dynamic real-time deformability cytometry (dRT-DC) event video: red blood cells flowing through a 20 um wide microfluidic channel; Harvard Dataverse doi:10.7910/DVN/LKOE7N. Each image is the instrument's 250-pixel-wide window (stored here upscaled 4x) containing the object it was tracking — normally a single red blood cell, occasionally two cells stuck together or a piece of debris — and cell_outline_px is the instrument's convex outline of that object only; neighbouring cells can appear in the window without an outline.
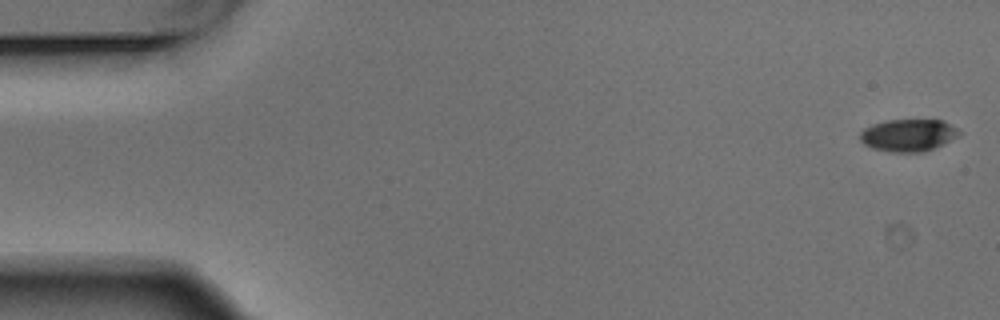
{"species": "Egyptian fruit bat (a non-hibernating species)", "species_latin": "Rousettus aegyptiacus", "temperature_condition": "warm", "stored_images_in_passage": 6, "camera_frame_rate_fps": 3000, "um_per_image_px": 0.085, "animal": {"sex": "male"}, "frame": {"image": 1, "passage_image": 1, "time_ms": 0.0, "image_size_px": [1000, 320], "cell_outline_px": [[960, 132], [956, 136], [932, 148], [920, 152], [896, 152], [872, 148], [864, 144], [860, 140], [860, 132], [864, 128], [872, 124], [888, 120], [944, 120], [956, 128]], "centroid_in_image_um": [77.14, 11.48], "position_along_channel_um": 7.9, "area_um2": 18.21}}
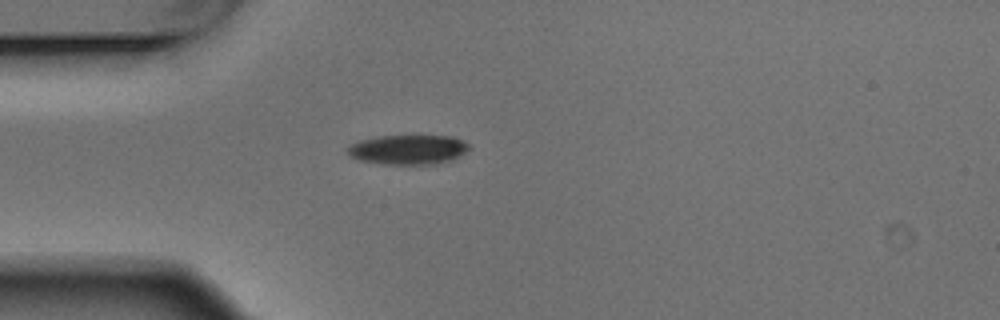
{"frame": {"image": 2, "passage_image": 5, "time_ms": 1.333, "image_size_px": [1000, 320], "cell_outline_px": [[472, 148], [460, 156], [452, 160], [436, 164], [384, 164], [356, 160], [348, 156], [344, 148], [360, 140], [380, 136], [452, 136], [464, 140]], "centroid_in_image_um": [34.68, 12.72], "position_along_channel_um": 50.3, "area_um2": 21.33}}